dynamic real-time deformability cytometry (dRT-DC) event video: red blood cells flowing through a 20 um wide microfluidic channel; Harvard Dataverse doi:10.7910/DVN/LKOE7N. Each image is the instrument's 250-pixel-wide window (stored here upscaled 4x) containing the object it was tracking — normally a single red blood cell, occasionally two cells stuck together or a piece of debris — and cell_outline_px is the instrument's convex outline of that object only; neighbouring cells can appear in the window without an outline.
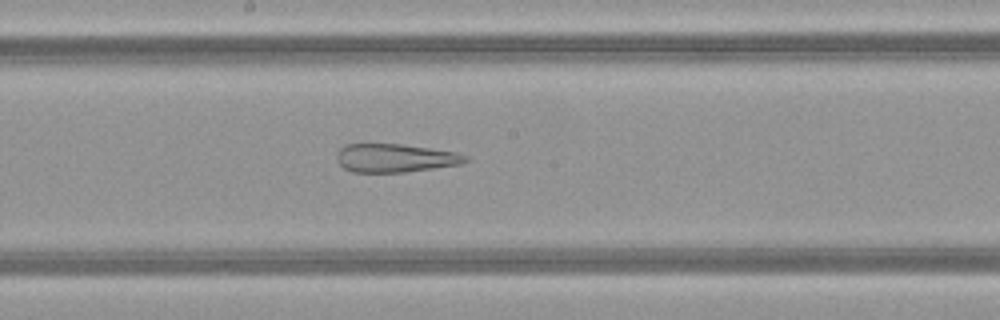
{"species": "common noctule bat (a hibernating species)", "species_latin": "Nyctalus noctula", "temperature_condition": "warm", "stored_images_in_passage": 44, "camera_frame_rate_fps": 3000, "um_per_image_px": 0.085, "animal": {"sex": "female", "body_mass_g": 21.9}, "frame": {"image": 1, "passage_image": 21, "time_ms": 6.667, "image_size_px": [1000, 320], "cell_outline_px": [[472, 160], [460, 164], [404, 172], [352, 172], [344, 168], [336, 160], [336, 152], [344, 144], [400, 144], [456, 152], [468, 156]], "centroid_in_image_um": [33.57, 13.43], "position_along_channel_um": 214.6, "area_um2": 21.33}}
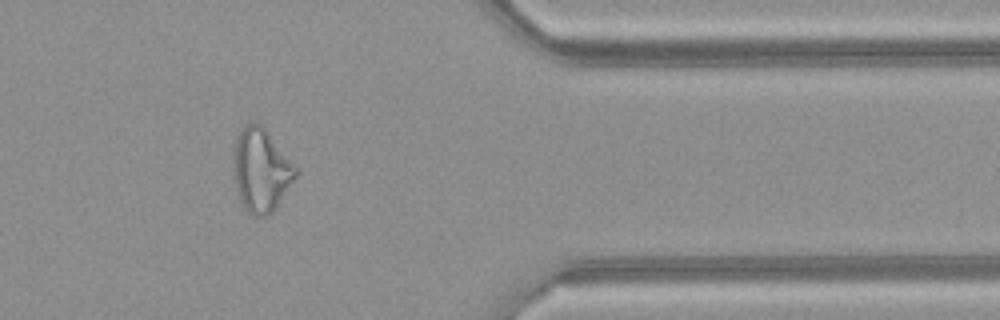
{"frame": {"image": 2, "passage_image": 35, "time_ms": 11.333, "image_size_px": [1000, 320], "cell_outline_px": [[296, 176], [276, 208], [268, 216], [252, 216], [244, 208], [240, 200], [236, 188], [232, 164], [232, 148], [236, 136], [244, 124], [252, 120], [260, 124], [268, 132], [296, 168]], "centroid_in_image_um": [22.12, 14.45], "position_along_channel_um": 389.3, "area_um2": 30.35}}
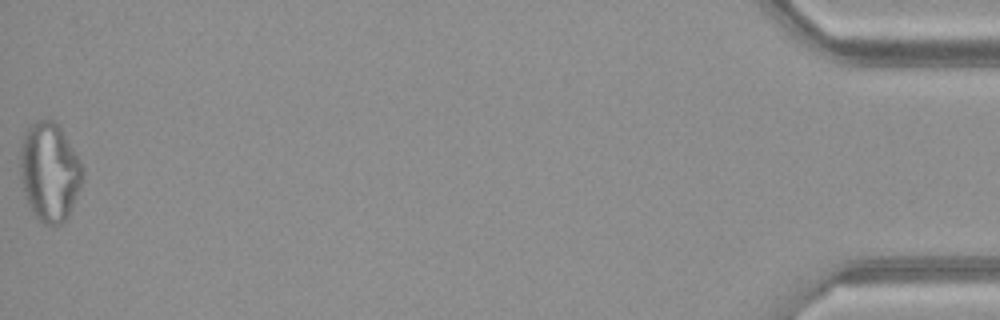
{"frame": {"image": 3, "passage_image": 44, "time_ms": 14.333, "image_size_px": [1000, 320], "cell_outline_px": [[84, 172], [80, 184], [68, 216], [60, 224], [44, 224], [36, 216], [28, 204], [20, 180], [20, 148], [24, 136], [28, 128], [36, 120], [52, 120], [60, 124], [84, 168]], "centroid_in_image_um": [4.2, 14.57], "position_along_channel_um": 431.0, "area_um2": 35.72}, "authors_computed_cell_mechanics": {"area_um2": 29.7959, "velocity_mm_per_s": 4.1806, "shape_relaxation_time_tau1_ms": null, "shape_relaxation_time_tau2_ms": 2.3255, "deformation_change_tau1": null, "deformation_change_tau2": 0.1435}}